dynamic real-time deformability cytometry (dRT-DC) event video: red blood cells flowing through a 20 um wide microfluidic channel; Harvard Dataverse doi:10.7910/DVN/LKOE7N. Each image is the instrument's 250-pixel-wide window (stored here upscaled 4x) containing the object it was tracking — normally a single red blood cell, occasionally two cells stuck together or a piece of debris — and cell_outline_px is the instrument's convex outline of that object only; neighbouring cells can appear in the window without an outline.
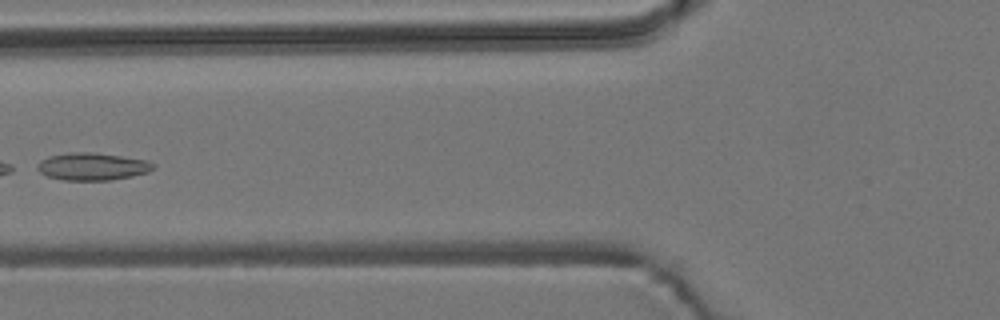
{"species": "common noctule bat (a hibernating species)", "species_latin": "Nyctalus noctula", "temperature_condition": "room temperature", "stored_images_in_passage": 9, "camera_frame_rate_fps": 3000, "um_per_image_px": 0.085, "animal": {"sex": "male", "body_mass_g": 19.2, "forearm_length_mm": 51.8}, "frame": {"image": 1, "passage_image": 6, "time_ms": 1.667, "image_size_px": [1000, 320], "cell_outline_px": [[156, 168], [148, 172], [132, 176], [112, 180], [64, 180], [48, 176], [40, 172], [36, 168], [36, 164], [40, 160], [48, 156], [68, 152], [96, 152], [148, 160], [156, 164]], "centroid_in_image_um": [7.87, 14.14], "position_along_channel_um": 117.9, "area_um2": 18.84}}
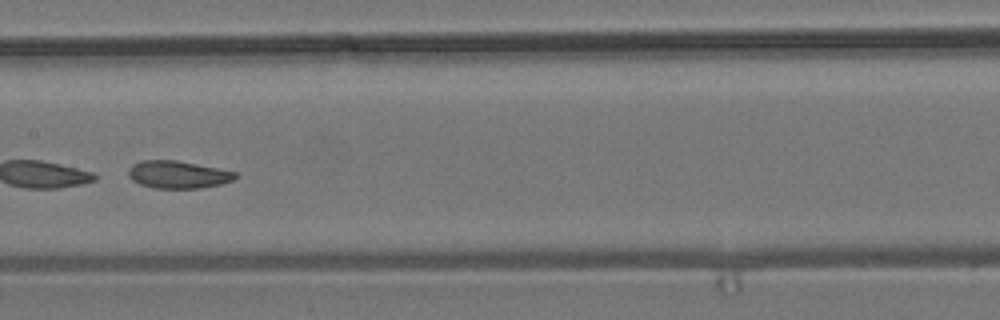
{"frame": {"image": 2, "passage_image": 8, "time_ms": 2.333, "image_size_px": [1000, 320], "cell_outline_px": [[240, 176], [232, 180], [220, 184], [200, 188], [156, 188], [140, 184], [132, 180], [128, 176], [128, 168], [132, 164], [140, 160], [176, 160], [236, 172]], "centroid_in_image_um": [15.1, 14.83], "position_along_channel_um": 192.3, "area_um2": 17.11}}
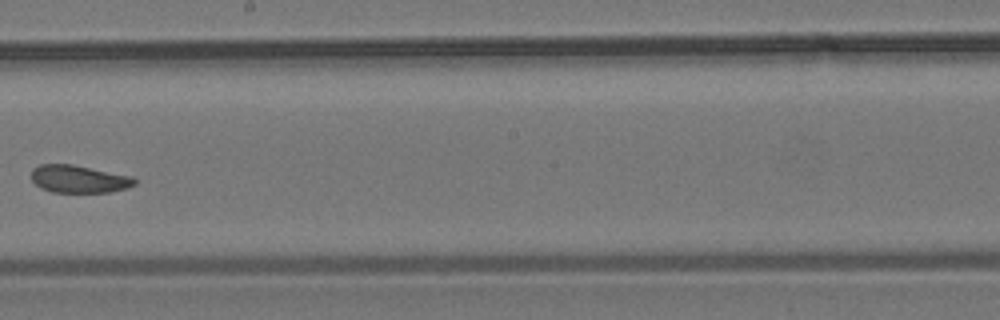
{"frame": {"image": 3, "passage_image": 9, "time_ms": 2.667, "image_size_px": [1000, 320], "cell_outline_px": [[136, 184], [128, 188], [108, 192], [52, 192], [40, 188], [32, 180], [32, 168], [40, 164], [72, 164], [132, 176], [136, 180]], "centroid_in_image_um": [6.7, 15.21], "position_along_channel_um": 241.5, "area_um2": 16.65}}